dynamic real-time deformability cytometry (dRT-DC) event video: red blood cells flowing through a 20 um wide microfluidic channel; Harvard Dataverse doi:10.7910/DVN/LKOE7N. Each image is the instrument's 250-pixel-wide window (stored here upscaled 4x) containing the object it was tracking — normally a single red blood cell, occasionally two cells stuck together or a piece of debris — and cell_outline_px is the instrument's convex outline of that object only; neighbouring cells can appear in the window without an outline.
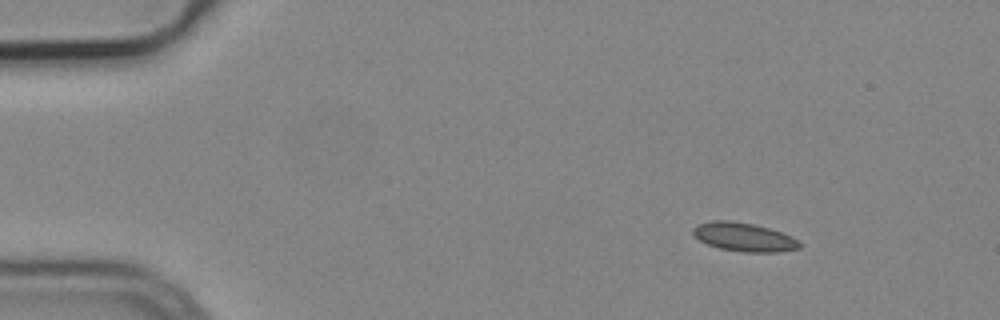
{"species": "common noctule bat (a hibernating species)", "species_latin": "Nyctalus noctula", "temperature_condition": "cold", "stored_images_in_passage": 12, "camera_frame_rate_fps": 3000, "um_per_image_px": 0.085, "animal": {"sex": "male", "body_mass_g": 19.2, "forearm_length_mm": 51.8}, "frame": {"image": 1, "passage_image": 1, "time_ms": 0.0, "image_size_px": [1000, 320], "cell_outline_px": [[800, 248], [776, 252], [744, 252], [720, 248], [708, 244], [700, 240], [692, 232], [692, 228], [696, 224], [712, 220], [728, 220], [752, 224], [768, 228], [792, 236], [800, 240]], "centroid_in_image_um": [63.23, 20.14], "position_along_channel_um": 21.8, "area_um2": 17.69}}
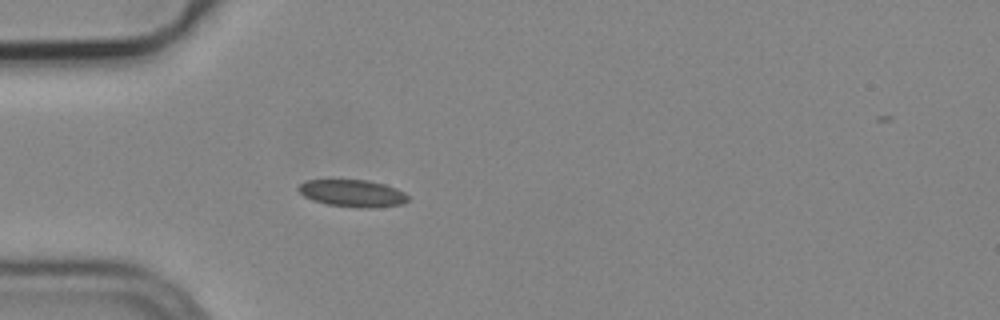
{"frame": {"image": 2, "passage_image": 10, "time_ms": 3.0, "image_size_px": [1000, 320], "cell_outline_px": [[408, 200], [400, 204], [376, 208], [360, 208], [328, 204], [312, 200], [304, 196], [296, 188], [304, 180], [368, 180], [384, 184], [396, 188], [404, 192], [408, 196]], "centroid_in_image_um": [29.96, 16.43], "position_along_channel_um": 55.0, "area_um2": 17.34}}